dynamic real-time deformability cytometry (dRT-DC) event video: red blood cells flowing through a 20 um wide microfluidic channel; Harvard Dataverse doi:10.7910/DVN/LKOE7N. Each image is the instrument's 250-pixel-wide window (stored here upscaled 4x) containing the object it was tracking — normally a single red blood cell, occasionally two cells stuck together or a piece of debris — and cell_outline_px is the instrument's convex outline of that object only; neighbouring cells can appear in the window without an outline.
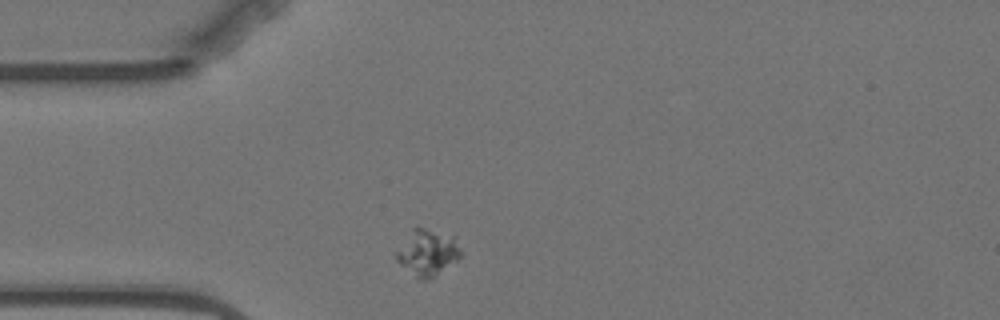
{"species": "Egyptian fruit bat (a non-hibernating species)", "species_latin": "Rousettus aegyptiacus", "temperature_condition": "warm", "stored_images_in_passage": 1, "camera_frame_rate_fps": 3000, "um_per_image_px": 0.085, "animal": {"sex": "female"}, "frame": {"image": 1, "passage_image": 1, "time_ms": 0.0, "image_size_px": [1000, 320], "cell_outline_px": [[460, 256], [456, 260], [428, 280], [420, 280], [400, 264], [396, 260], [396, 252], [412, 228], [416, 224], [456, 236], [460, 248]], "centroid_in_image_um": [36.34, 21.41], "position_along_channel_um": 48.7, "area_um2": 17.4}}